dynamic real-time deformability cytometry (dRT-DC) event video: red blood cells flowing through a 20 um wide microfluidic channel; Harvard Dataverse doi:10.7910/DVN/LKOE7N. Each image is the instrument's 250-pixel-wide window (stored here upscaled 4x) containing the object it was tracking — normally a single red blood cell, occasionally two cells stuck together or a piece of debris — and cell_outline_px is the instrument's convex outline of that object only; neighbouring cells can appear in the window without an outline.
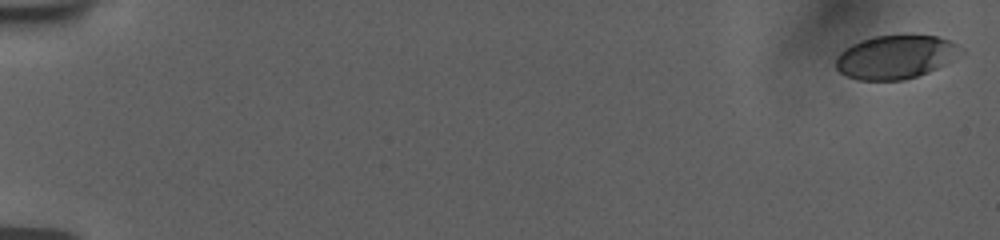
{"species": "human", "species_latin": "Homo sapiens", "temperature_condition": "room temperature", "stored_images_in_passage": 44, "camera_frame_rate_fps": 3000, "um_per_image_px": 0.085, "donor": {"sex": "female"}, "frame": {"image": 1, "passage_image": 1, "time_ms": 0.0, "image_size_px": [1000, 240], "cell_outline_px": [[964, 52], [956, 60], [928, 72], [904, 80], [856, 80], [840, 72], [836, 68], [836, 56], [844, 48], [860, 40], [876, 36], [936, 36], [948, 40], [964, 48]], "centroid_in_image_um": [76.15, 4.85], "position_along_channel_um": 8.8, "area_um2": 31.85}}
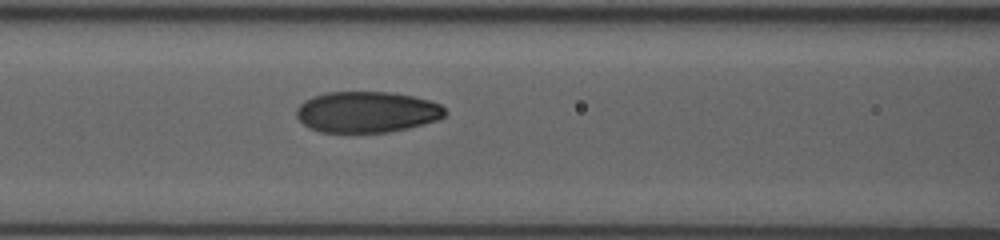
{"frame": {"image": 2, "passage_image": 24, "time_ms": 8.333, "image_size_px": [1000, 240], "cell_outline_px": [[448, 112], [444, 116], [436, 120], [388, 132], [320, 132], [308, 128], [296, 116], [296, 108], [304, 100], [312, 96], [324, 92], [392, 92], [412, 96], [428, 100], [440, 104]], "centroid_in_image_um": [31.13, 9.51], "position_along_channel_um": 135.5, "area_um2": 35.49}}
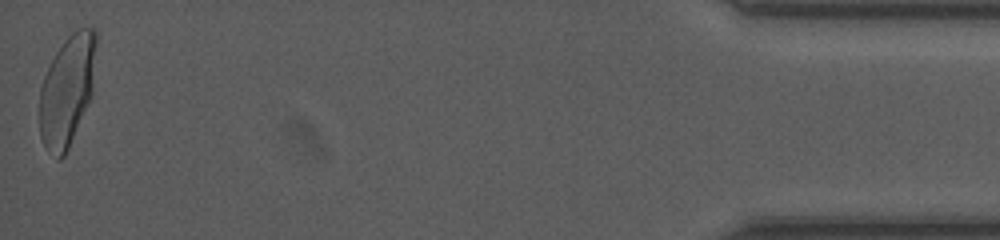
{"frame": {"image": 3, "passage_image": 44, "time_ms": 18.333, "image_size_px": [1000, 240], "cell_outline_px": [[96, 40], [92, 96], [68, 148], [64, 156], [60, 160], [56, 160], [44, 148], [40, 136], [40, 88], [44, 76], [56, 52], [64, 40], [72, 32], [80, 28], [96, 28]], "centroid_in_image_um": [5.7, 7.72], "position_along_channel_um": 429.5, "area_um2": 36.53}, "authors_computed_cell_mechanics": {"area_um2": 34.8245, "velocity_mm_per_s": 3.7605, "shape_relaxation_time_tau1_ms": 4.1657, "shape_relaxation_time_tau2_ms": null, "deformation_change_tau1": 0.1581, "deformation_change_tau2": null}}